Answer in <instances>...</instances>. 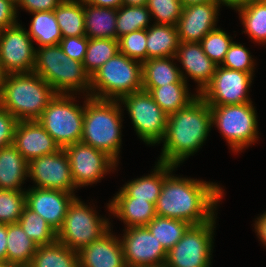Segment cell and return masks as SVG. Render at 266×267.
Segmentation results:
<instances>
[{
	"label": "cell",
	"instance_id": "1",
	"mask_svg": "<svg viewBox=\"0 0 266 267\" xmlns=\"http://www.w3.org/2000/svg\"><path fill=\"white\" fill-rule=\"evenodd\" d=\"M169 174L163 181L156 205V215L179 219L191 225L210 221L223 197L217 183L192 178H180Z\"/></svg>",
	"mask_w": 266,
	"mask_h": 267
},
{
	"label": "cell",
	"instance_id": "2",
	"mask_svg": "<svg viewBox=\"0 0 266 267\" xmlns=\"http://www.w3.org/2000/svg\"><path fill=\"white\" fill-rule=\"evenodd\" d=\"M212 126L210 106L200 96L188 106L168 115L158 162L179 166L203 145Z\"/></svg>",
	"mask_w": 266,
	"mask_h": 267
},
{
	"label": "cell",
	"instance_id": "3",
	"mask_svg": "<svg viewBox=\"0 0 266 267\" xmlns=\"http://www.w3.org/2000/svg\"><path fill=\"white\" fill-rule=\"evenodd\" d=\"M55 90L34 72L7 74L0 90V106L18 121L38 120Z\"/></svg>",
	"mask_w": 266,
	"mask_h": 267
},
{
	"label": "cell",
	"instance_id": "4",
	"mask_svg": "<svg viewBox=\"0 0 266 267\" xmlns=\"http://www.w3.org/2000/svg\"><path fill=\"white\" fill-rule=\"evenodd\" d=\"M85 98L81 142L105 152L117 163L122 142L121 103L119 100Z\"/></svg>",
	"mask_w": 266,
	"mask_h": 267
},
{
	"label": "cell",
	"instance_id": "5",
	"mask_svg": "<svg viewBox=\"0 0 266 267\" xmlns=\"http://www.w3.org/2000/svg\"><path fill=\"white\" fill-rule=\"evenodd\" d=\"M33 72L42 77L57 94H76L83 90L86 96H90V76L84 70L83 63L70 59L59 44L36 49Z\"/></svg>",
	"mask_w": 266,
	"mask_h": 267
},
{
	"label": "cell",
	"instance_id": "6",
	"mask_svg": "<svg viewBox=\"0 0 266 267\" xmlns=\"http://www.w3.org/2000/svg\"><path fill=\"white\" fill-rule=\"evenodd\" d=\"M142 88V62L120 52L90 77V97L96 99L120 100Z\"/></svg>",
	"mask_w": 266,
	"mask_h": 267
},
{
	"label": "cell",
	"instance_id": "7",
	"mask_svg": "<svg viewBox=\"0 0 266 267\" xmlns=\"http://www.w3.org/2000/svg\"><path fill=\"white\" fill-rule=\"evenodd\" d=\"M73 96L56 94L37 120L60 148L81 141L84 105L74 104Z\"/></svg>",
	"mask_w": 266,
	"mask_h": 267
},
{
	"label": "cell",
	"instance_id": "8",
	"mask_svg": "<svg viewBox=\"0 0 266 267\" xmlns=\"http://www.w3.org/2000/svg\"><path fill=\"white\" fill-rule=\"evenodd\" d=\"M252 103L209 105L212 125H216L235 152L254 144L258 138L257 113Z\"/></svg>",
	"mask_w": 266,
	"mask_h": 267
},
{
	"label": "cell",
	"instance_id": "9",
	"mask_svg": "<svg viewBox=\"0 0 266 267\" xmlns=\"http://www.w3.org/2000/svg\"><path fill=\"white\" fill-rule=\"evenodd\" d=\"M110 226L108 219L100 218L93 208L75 197L67 209L62 226L57 231V241L78 252L82 247L103 236Z\"/></svg>",
	"mask_w": 266,
	"mask_h": 267
},
{
	"label": "cell",
	"instance_id": "10",
	"mask_svg": "<svg viewBox=\"0 0 266 267\" xmlns=\"http://www.w3.org/2000/svg\"><path fill=\"white\" fill-rule=\"evenodd\" d=\"M215 219L191 225L167 252L165 267H210Z\"/></svg>",
	"mask_w": 266,
	"mask_h": 267
},
{
	"label": "cell",
	"instance_id": "11",
	"mask_svg": "<svg viewBox=\"0 0 266 267\" xmlns=\"http://www.w3.org/2000/svg\"><path fill=\"white\" fill-rule=\"evenodd\" d=\"M119 101L127 108L134 129L148 145L160 143L165 136L168 115L153 100L148 91L140 90L122 97Z\"/></svg>",
	"mask_w": 266,
	"mask_h": 267
},
{
	"label": "cell",
	"instance_id": "12",
	"mask_svg": "<svg viewBox=\"0 0 266 267\" xmlns=\"http://www.w3.org/2000/svg\"><path fill=\"white\" fill-rule=\"evenodd\" d=\"M253 73L217 66L211 81L199 93L208 105H231L252 102L248 98Z\"/></svg>",
	"mask_w": 266,
	"mask_h": 267
},
{
	"label": "cell",
	"instance_id": "13",
	"mask_svg": "<svg viewBox=\"0 0 266 267\" xmlns=\"http://www.w3.org/2000/svg\"><path fill=\"white\" fill-rule=\"evenodd\" d=\"M76 188L97 183L103 176L115 169L117 163L105 152L97 150L83 142L64 148Z\"/></svg>",
	"mask_w": 266,
	"mask_h": 267
},
{
	"label": "cell",
	"instance_id": "14",
	"mask_svg": "<svg viewBox=\"0 0 266 267\" xmlns=\"http://www.w3.org/2000/svg\"><path fill=\"white\" fill-rule=\"evenodd\" d=\"M19 23L0 31V60L7 74L33 72L36 48Z\"/></svg>",
	"mask_w": 266,
	"mask_h": 267
},
{
	"label": "cell",
	"instance_id": "15",
	"mask_svg": "<svg viewBox=\"0 0 266 267\" xmlns=\"http://www.w3.org/2000/svg\"><path fill=\"white\" fill-rule=\"evenodd\" d=\"M28 177L36 188L73 192L76 189L71 176L68 156L61 148L57 152L35 158L28 162Z\"/></svg>",
	"mask_w": 266,
	"mask_h": 267
},
{
	"label": "cell",
	"instance_id": "16",
	"mask_svg": "<svg viewBox=\"0 0 266 267\" xmlns=\"http://www.w3.org/2000/svg\"><path fill=\"white\" fill-rule=\"evenodd\" d=\"M120 239L126 267L165 265L167 251L146 226L125 228Z\"/></svg>",
	"mask_w": 266,
	"mask_h": 267
},
{
	"label": "cell",
	"instance_id": "17",
	"mask_svg": "<svg viewBox=\"0 0 266 267\" xmlns=\"http://www.w3.org/2000/svg\"><path fill=\"white\" fill-rule=\"evenodd\" d=\"M219 2L200 3L183 7L176 25L180 42H201L218 19Z\"/></svg>",
	"mask_w": 266,
	"mask_h": 267
},
{
	"label": "cell",
	"instance_id": "18",
	"mask_svg": "<svg viewBox=\"0 0 266 267\" xmlns=\"http://www.w3.org/2000/svg\"><path fill=\"white\" fill-rule=\"evenodd\" d=\"M26 206L40 215L57 232L62 226L67 209L76 197L61 190L32 187L25 190Z\"/></svg>",
	"mask_w": 266,
	"mask_h": 267
},
{
	"label": "cell",
	"instance_id": "19",
	"mask_svg": "<svg viewBox=\"0 0 266 267\" xmlns=\"http://www.w3.org/2000/svg\"><path fill=\"white\" fill-rule=\"evenodd\" d=\"M13 145L27 162L61 149L37 120L18 121Z\"/></svg>",
	"mask_w": 266,
	"mask_h": 267
},
{
	"label": "cell",
	"instance_id": "20",
	"mask_svg": "<svg viewBox=\"0 0 266 267\" xmlns=\"http://www.w3.org/2000/svg\"><path fill=\"white\" fill-rule=\"evenodd\" d=\"M110 231L77 252L79 267H126L121 241Z\"/></svg>",
	"mask_w": 266,
	"mask_h": 267
},
{
	"label": "cell",
	"instance_id": "21",
	"mask_svg": "<svg viewBox=\"0 0 266 267\" xmlns=\"http://www.w3.org/2000/svg\"><path fill=\"white\" fill-rule=\"evenodd\" d=\"M175 59L181 61L186 74L197 82L198 93L211 81L217 67L204 53L200 42H180Z\"/></svg>",
	"mask_w": 266,
	"mask_h": 267
},
{
	"label": "cell",
	"instance_id": "22",
	"mask_svg": "<svg viewBox=\"0 0 266 267\" xmlns=\"http://www.w3.org/2000/svg\"><path fill=\"white\" fill-rule=\"evenodd\" d=\"M177 166L157 162L151 175L143 176L126 183L114 197H132L147 200L156 205L161 194L164 179Z\"/></svg>",
	"mask_w": 266,
	"mask_h": 267
},
{
	"label": "cell",
	"instance_id": "23",
	"mask_svg": "<svg viewBox=\"0 0 266 267\" xmlns=\"http://www.w3.org/2000/svg\"><path fill=\"white\" fill-rule=\"evenodd\" d=\"M109 212L128 227L146 226L156 216L155 205L132 197H114L107 205Z\"/></svg>",
	"mask_w": 266,
	"mask_h": 267
},
{
	"label": "cell",
	"instance_id": "24",
	"mask_svg": "<svg viewBox=\"0 0 266 267\" xmlns=\"http://www.w3.org/2000/svg\"><path fill=\"white\" fill-rule=\"evenodd\" d=\"M173 59L175 57L154 58L144 61L142 63L143 88H155L172 83H187L184 71L182 72L173 63Z\"/></svg>",
	"mask_w": 266,
	"mask_h": 267
},
{
	"label": "cell",
	"instance_id": "25",
	"mask_svg": "<svg viewBox=\"0 0 266 267\" xmlns=\"http://www.w3.org/2000/svg\"><path fill=\"white\" fill-rule=\"evenodd\" d=\"M27 169L28 162L13 144L0 148V189L22 190Z\"/></svg>",
	"mask_w": 266,
	"mask_h": 267
},
{
	"label": "cell",
	"instance_id": "26",
	"mask_svg": "<svg viewBox=\"0 0 266 267\" xmlns=\"http://www.w3.org/2000/svg\"><path fill=\"white\" fill-rule=\"evenodd\" d=\"M85 34L88 38L117 40V9L97 7L83 2Z\"/></svg>",
	"mask_w": 266,
	"mask_h": 267
},
{
	"label": "cell",
	"instance_id": "27",
	"mask_svg": "<svg viewBox=\"0 0 266 267\" xmlns=\"http://www.w3.org/2000/svg\"><path fill=\"white\" fill-rule=\"evenodd\" d=\"M179 43L176 26L153 23L147 29V60L175 57Z\"/></svg>",
	"mask_w": 266,
	"mask_h": 267
},
{
	"label": "cell",
	"instance_id": "28",
	"mask_svg": "<svg viewBox=\"0 0 266 267\" xmlns=\"http://www.w3.org/2000/svg\"><path fill=\"white\" fill-rule=\"evenodd\" d=\"M38 245L28 237L20 224H7L6 261L15 266H29Z\"/></svg>",
	"mask_w": 266,
	"mask_h": 267
},
{
	"label": "cell",
	"instance_id": "29",
	"mask_svg": "<svg viewBox=\"0 0 266 267\" xmlns=\"http://www.w3.org/2000/svg\"><path fill=\"white\" fill-rule=\"evenodd\" d=\"M187 86V83H172L160 87L142 89L148 91L161 109L167 115H170L188 106L199 96L198 92L193 95L189 94Z\"/></svg>",
	"mask_w": 266,
	"mask_h": 267
},
{
	"label": "cell",
	"instance_id": "30",
	"mask_svg": "<svg viewBox=\"0 0 266 267\" xmlns=\"http://www.w3.org/2000/svg\"><path fill=\"white\" fill-rule=\"evenodd\" d=\"M53 11L62 37L86 36L83 1L63 0Z\"/></svg>",
	"mask_w": 266,
	"mask_h": 267
},
{
	"label": "cell",
	"instance_id": "31",
	"mask_svg": "<svg viewBox=\"0 0 266 267\" xmlns=\"http://www.w3.org/2000/svg\"><path fill=\"white\" fill-rule=\"evenodd\" d=\"M29 267H79L78 253L56 240L38 246Z\"/></svg>",
	"mask_w": 266,
	"mask_h": 267
},
{
	"label": "cell",
	"instance_id": "32",
	"mask_svg": "<svg viewBox=\"0 0 266 267\" xmlns=\"http://www.w3.org/2000/svg\"><path fill=\"white\" fill-rule=\"evenodd\" d=\"M235 9L245 28L243 32L257 43H266V0L250 1Z\"/></svg>",
	"mask_w": 266,
	"mask_h": 267
},
{
	"label": "cell",
	"instance_id": "33",
	"mask_svg": "<svg viewBox=\"0 0 266 267\" xmlns=\"http://www.w3.org/2000/svg\"><path fill=\"white\" fill-rule=\"evenodd\" d=\"M28 35L39 44V47L57 45L63 38L54 11H37L31 13Z\"/></svg>",
	"mask_w": 266,
	"mask_h": 267
},
{
	"label": "cell",
	"instance_id": "34",
	"mask_svg": "<svg viewBox=\"0 0 266 267\" xmlns=\"http://www.w3.org/2000/svg\"><path fill=\"white\" fill-rule=\"evenodd\" d=\"M119 53V42L108 38H89L87 51L83 60V67L91 77L109 59Z\"/></svg>",
	"mask_w": 266,
	"mask_h": 267
},
{
	"label": "cell",
	"instance_id": "35",
	"mask_svg": "<svg viewBox=\"0 0 266 267\" xmlns=\"http://www.w3.org/2000/svg\"><path fill=\"white\" fill-rule=\"evenodd\" d=\"M190 226L191 224L183 220L158 215L146 225L167 252L183 237Z\"/></svg>",
	"mask_w": 266,
	"mask_h": 267
},
{
	"label": "cell",
	"instance_id": "36",
	"mask_svg": "<svg viewBox=\"0 0 266 267\" xmlns=\"http://www.w3.org/2000/svg\"><path fill=\"white\" fill-rule=\"evenodd\" d=\"M18 223L38 246L50 245L57 240V232L52 226L27 206L24 207Z\"/></svg>",
	"mask_w": 266,
	"mask_h": 267
},
{
	"label": "cell",
	"instance_id": "37",
	"mask_svg": "<svg viewBox=\"0 0 266 267\" xmlns=\"http://www.w3.org/2000/svg\"><path fill=\"white\" fill-rule=\"evenodd\" d=\"M147 6H126L121 5L117 9L116 32L117 40L133 31L148 29L151 19Z\"/></svg>",
	"mask_w": 266,
	"mask_h": 267
},
{
	"label": "cell",
	"instance_id": "38",
	"mask_svg": "<svg viewBox=\"0 0 266 267\" xmlns=\"http://www.w3.org/2000/svg\"><path fill=\"white\" fill-rule=\"evenodd\" d=\"M26 206L24 190L0 189V223H17Z\"/></svg>",
	"mask_w": 266,
	"mask_h": 267
},
{
	"label": "cell",
	"instance_id": "39",
	"mask_svg": "<svg viewBox=\"0 0 266 267\" xmlns=\"http://www.w3.org/2000/svg\"><path fill=\"white\" fill-rule=\"evenodd\" d=\"M221 28H215L210 31L202 40L201 45L204 53L216 64L220 66L225 58L233 41Z\"/></svg>",
	"mask_w": 266,
	"mask_h": 267
},
{
	"label": "cell",
	"instance_id": "40",
	"mask_svg": "<svg viewBox=\"0 0 266 267\" xmlns=\"http://www.w3.org/2000/svg\"><path fill=\"white\" fill-rule=\"evenodd\" d=\"M151 16H154V24L176 26L183 10L180 0H147L146 4Z\"/></svg>",
	"mask_w": 266,
	"mask_h": 267
},
{
	"label": "cell",
	"instance_id": "41",
	"mask_svg": "<svg viewBox=\"0 0 266 267\" xmlns=\"http://www.w3.org/2000/svg\"><path fill=\"white\" fill-rule=\"evenodd\" d=\"M119 52L139 62L147 60V29L126 34L118 39Z\"/></svg>",
	"mask_w": 266,
	"mask_h": 267
},
{
	"label": "cell",
	"instance_id": "42",
	"mask_svg": "<svg viewBox=\"0 0 266 267\" xmlns=\"http://www.w3.org/2000/svg\"><path fill=\"white\" fill-rule=\"evenodd\" d=\"M253 60L254 59L248 49H246L242 44H238L233 41L222 62V67L253 73L255 68Z\"/></svg>",
	"mask_w": 266,
	"mask_h": 267
},
{
	"label": "cell",
	"instance_id": "43",
	"mask_svg": "<svg viewBox=\"0 0 266 267\" xmlns=\"http://www.w3.org/2000/svg\"><path fill=\"white\" fill-rule=\"evenodd\" d=\"M88 42L89 38L87 36L63 37L59 45L70 59L83 63Z\"/></svg>",
	"mask_w": 266,
	"mask_h": 267
},
{
	"label": "cell",
	"instance_id": "44",
	"mask_svg": "<svg viewBox=\"0 0 266 267\" xmlns=\"http://www.w3.org/2000/svg\"><path fill=\"white\" fill-rule=\"evenodd\" d=\"M17 123L18 120L0 106V148L13 144Z\"/></svg>",
	"mask_w": 266,
	"mask_h": 267
},
{
	"label": "cell",
	"instance_id": "45",
	"mask_svg": "<svg viewBox=\"0 0 266 267\" xmlns=\"http://www.w3.org/2000/svg\"><path fill=\"white\" fill-rule=\"evenodd\" d=\"M17 8L8 0H0V31L17 24Z\"/></svg>",
	"mask_w": 266,
	"mask_h": 267
},
{
	"label": "cell",
	"instance_id": "46",
	"mask_svg": "<svg viewBox=\"0 0 266 267\" xmlns=\"http://www.w3.org/2000/svg\"><path fill=\"white\" fill-rule=\"evenodd\" d=\"M63 0H21L16 7H22V9L29 13L37 11H53Z\"/></svg>",
	"mask_w": 266,
	"mask_h": 267
},
{
	"label": "cell",
	"instance_id": "47",
	"mask_svg": "<svg viewBox=\"0 0 266 267\" xmlns=\"http://www.w3.org/2000/svg\"><path fill=\"white\" fill-rule=\"evenodd\" d=\"M255 230L260 241L266 246V212L257 218L255 221Z\"/></svg>",
	"mask_w": 266,
	"mask_h": 267
},
{
	"label": "cell",
	"instance_id": "48",
	"mask_svg": "<svg viewBox=\"0 0 266 267\" xmlns=\"http://www.w3.org/2000/svg\"><path fill=\"white\" fill-rule=\"evenodd\" d=\"M82 1L93 6L113 8V9H118L122 5V0H82Z\"/></svg>",
	"mask_w": 266,
	"mask_h": 267
},
{
	"label": "cell",
	"instance_id": "49",
	"mask_svg": "<svg viewBox=\"0 0 266 267\" xmlns=\"http://www.w3.org/2000/svg\"><path fill=\"white\" fill-rule=\"evenodd\" d=\"M7 224L0 223V261H6Z\"/></svg>",
	"mask_w": 266,
	"mask_h": 267
},
{
	"label": "cell",
	"instance_id": "50",
	"mask_svg": "<svg viewBox=\"0 0 266 267\" xmlns=\"http://www.w3.org/2000/svg\"><path fill=\"white\" fill-rule=\"evenodd\" d=\"M250 1L254 0H218L220 4L231 7L233 9L242 6Z\"/></svg>",
	"mask_w": 266,
	"mask_h": 267
},
{
	"label": "cell",
	"instance_id": "51",
	"mask_svg": "<svg viewBox=\"0 0 266 267\" xmlns=\"http://www.w3.org/2000/svg\"><path fill=\"white\" fill-rule=\"evenodd\" d=\"M183 7L190 5L200 4V3H209V2H218V0H180Z\"/></svg>",
	"mask_w": 266,
	"mask_h": 267
},
{
	"label": "cell",
	"instance_id": "52",
	"mask_svg": "<svg viewBox=\"0 0 266 267\" xmlns=\"http://www.w3.org/2000/svg\"><path fill=\"white\" fill-rule=\"evenodd\" d=\"M147 0H122V5L126 6H146Z\"/></svg>",
	"mask_w": 266,
	"mask_h": 267
},
{
	"label": "cell",
	"instance_id": "53",
	"mask_svg": "<svg viewBox=\"0 0 266 267\" xmlns=\"http://www.w3.org/2000/svg\"><path fill=\"white\" fill-rule=\"evenodd\" d=\"M7 77V73L3 68L2 62L0 60V90L2 88V85L4 84Z\"/></svg>",
	"mask_w": 266,
	"mask_h": 267
},
{
	"label": "cell",
	"instance_id": "54",
	"mask_svg": "<svg viewBox=\"0 0 266 267\" xmlns=\"http://www.w3.org/2000/svg\"><path fill=\"white\" fill-rule=\"evenodd\" d=\"M0 267H16V266L8 263L7 261H0Z\"/></svg>",
	"mask_w": 266,
	"mask_h": 267
},
{
	"label": "cell",
	"instance_id": "55",
	"mask_svg": "<svg viewBox=\"0 0 266 267\" xmlns=\"http://www.w3.org/2000/svg\"><path fill=\"white\" fill-rule=\"evenodd\" d=\"M8 1H10L13 5L17 7L21 0H8Z\"/></svg>",
	"mask_w": 266,
	"mask_h": 267
},
{
	"label": "cell",
	"instance_id": "56",
	"mask_svg": "<svg viewBox=\"0 0 266 267\" xmlns=\"http://www.w3.org/2000/svg\"><path fill=\"white\" fill-rule=\"evenodd\" d=\"M137 267H165V265H150V266H137Z\"/></svg>",
	"mask_w": 266,
	"mask_h": 267
}]
</instances>
